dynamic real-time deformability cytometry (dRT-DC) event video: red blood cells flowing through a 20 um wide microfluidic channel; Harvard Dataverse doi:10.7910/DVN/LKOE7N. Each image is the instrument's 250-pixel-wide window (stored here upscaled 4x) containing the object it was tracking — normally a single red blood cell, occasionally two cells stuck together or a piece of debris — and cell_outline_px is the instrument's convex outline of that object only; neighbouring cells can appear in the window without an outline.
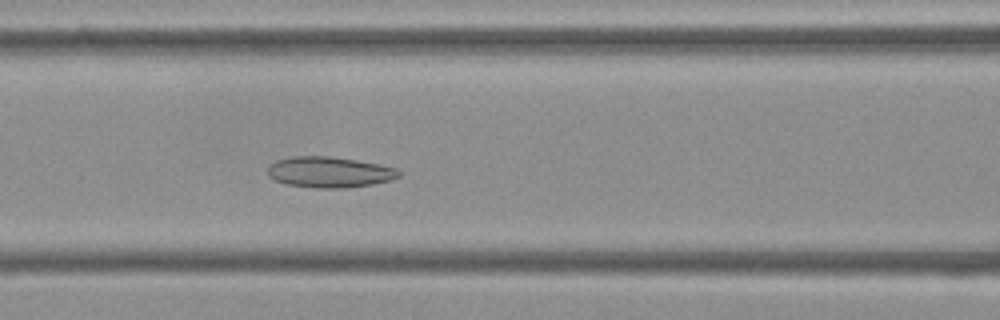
{"species": "Egyptian fruit bat (a non-hibernating species)", "species_latin": "Rousettus aegyptiacus", "temperature_condition": "cold", "stored_images_in_passage": 54, "camera_frame_rate_fps": 3000, "um_per_image_px": 0.085, "frame": {"image": 1, "passage_image": 23, "time_ms": 7.333, "image_size_px": [1000, 320], "cell_outline_px": [[400, 176], [392, 180], [372, 184], [344, 188], [312, 188], [284, 184], [268, 176], [268, 168], [276, 160], [292, 156], [332, 156], [380, 164], [396, 168], [400, 172]], "centroid_in_image_um": [28.0, 14.63], "position_along_channel_um": 138.6, "area_um2": 23.7}}
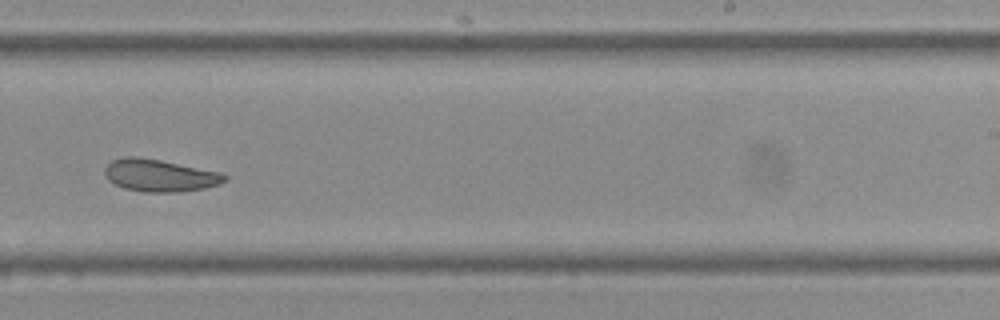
{"frame": {"image": 2, "passage_image": 34, "time_ms": 11.0, "image_size_px": [1000, 320], "cell_outline_px": [[228, 180], [220, 184], [204, 188], [180, 192], [144, 192], [124, 188], [108, 180], [104, 172], [104, 168], [112, 160], [124, 156], [136, 156], [160, 160], [220, 172], [228, 176]], "centroid_in_image_um": [13.58, 14.91], "position_along_channel_um": 275.4, "area_um2": 22.6}}
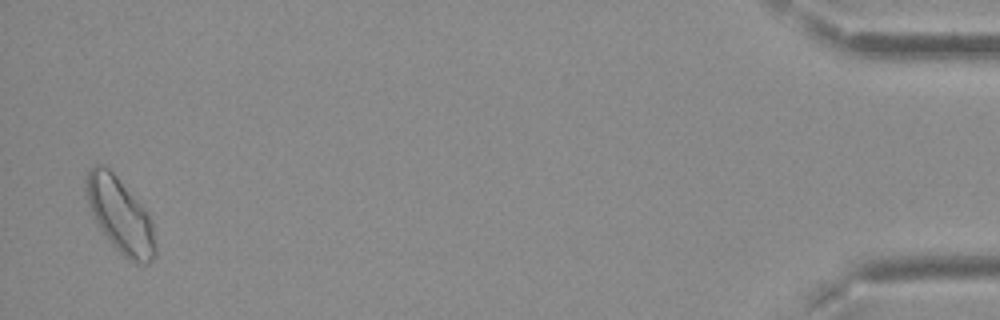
{"frame": {"image": 3, "passage_image": 53, "time_ms": 17.333, "image_size_px": [1000, 320], "cell_outline_px": [[156, 256], [148, 264], [136, 264], [128, 260], [112, 244], [100, 228], [88, 204], [84, 188], [84, 180], [88, 172], [96, 164], [100, 164], [108, 168], [116, 176], [144, 208], [152, 224], [156, 244]], "centroid_in_image_um": [10.21, 18.33], "position_along_channel_um": 425.0, "area_um2": 29.88}, "authors_computed_cell_mechanics": {"area_um2": 24.9696, "velocity_mm_per_s": 3.7347, "shape_relaxation_time_tau1_ms": null, "shape_relaxation_time_tau2_ms": 3.1897, "deformation_change_tau1": null, "deformation_change_tau2": 0.0963}}